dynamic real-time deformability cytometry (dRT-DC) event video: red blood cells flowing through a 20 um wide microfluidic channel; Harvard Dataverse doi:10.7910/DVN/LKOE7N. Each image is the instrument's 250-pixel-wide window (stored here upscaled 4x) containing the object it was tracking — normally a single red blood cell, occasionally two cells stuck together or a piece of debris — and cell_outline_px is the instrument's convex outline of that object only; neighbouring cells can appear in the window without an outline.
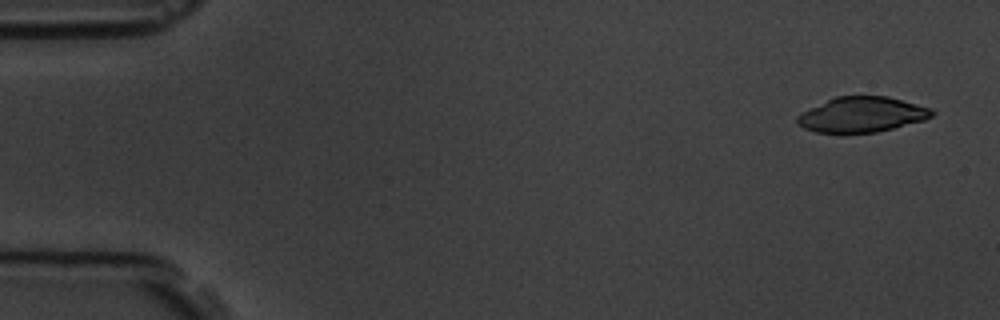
{"species": "common noctule bat (a hibernating species)", "species_latin": "Nyctalus noctula", "temperature_condition": "room temperature", "stored_images_in_passage": 5, "camera_frame_rate_fps": 3000, "um_per_image_px": 0.085, "animal": {"sex": "male", "body_mass_g": 19.5, "forearm_length_mm": 54.6}, "frame": {"image": 1, "passage_image": 1, "time_ms": 0.0, "image_size_px": [1000, 320], "cell_outline_px": [[936, 112], [932, 116], [924, 120], [876, 132], [844, 136], [840, 136], [816, 132], [804, 128], [796, 120], [796, 116], [836, 96], [888, 96], [932, 108]], "centroid_in_image_um": [73.27, 9.78], "position_along_channel_um": 11.7, "area_um2": 28.09}}